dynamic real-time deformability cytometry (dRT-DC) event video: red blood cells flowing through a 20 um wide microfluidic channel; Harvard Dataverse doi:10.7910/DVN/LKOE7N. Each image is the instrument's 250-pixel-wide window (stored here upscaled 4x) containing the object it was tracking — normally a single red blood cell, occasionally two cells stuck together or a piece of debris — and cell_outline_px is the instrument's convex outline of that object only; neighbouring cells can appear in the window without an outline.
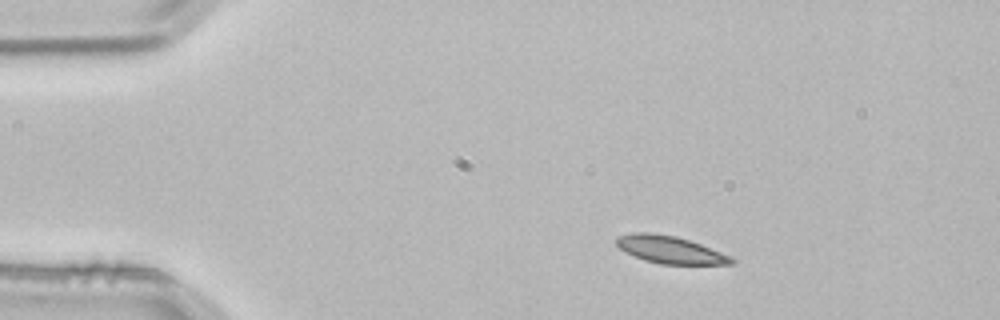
{"species": "common noctule bat (a hibernating species)", "species_latin": "Nyctalus noctula", "temperature_condition": "room temperature", "stored_images_in_passage": 3, "segment_of_instrument_passage": [1, 2], "camera_frame_rate_fps": 3000, "um_per_image_px": 0.085, "animal": {"sex": "male", "body_mass_g": 21.5, "forearm_length_mm": 52.0}, "frame": {"image": 1, "passage_image": 1, "time_ms": 0.0, "image_size_px": [1000, 320], "cell_outline_px": [[736, 264], [660, 264], [644, 260], [620, 248], [616, 244], [616, 236], [632, 232], [652, 232], [676, 236], [700, 244], [720, 252], [736, 260]], "centroid_in_image_um": [56.93, 21.21], "position_along_channel_um": 28.1, "area_um2": 18.21}}